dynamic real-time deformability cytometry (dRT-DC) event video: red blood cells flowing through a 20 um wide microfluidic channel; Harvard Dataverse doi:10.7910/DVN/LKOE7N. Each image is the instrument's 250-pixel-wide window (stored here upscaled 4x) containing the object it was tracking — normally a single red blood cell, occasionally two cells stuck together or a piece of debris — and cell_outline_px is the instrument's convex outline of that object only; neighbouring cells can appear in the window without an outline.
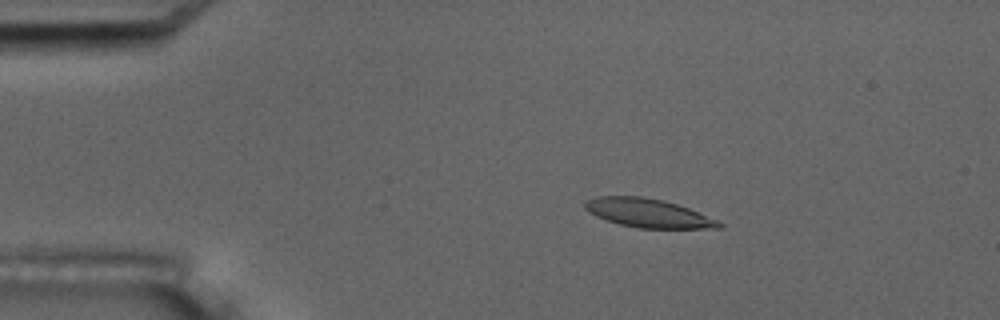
{"species": "common noctule bat (a hibernating species)", "species_latin": "Nyctalus noctula", "temperature_condition": "room temperature", "stored_images_in_passage": 5, "camera_frame_rate_fps": 3000, "um_per_image_px": 0.085, "animal": {"sex": "male", "body_mass_g": 17.5, "forearm_length_mm": 52.3}, "frame": {"image": 1, "passage_image": 3, "time_ms": 2.333, "image_size_px": [1000, 320], "cell_outline_px": [[724, 228], [636, 228], [604, 220], [588, 212], [584, 208], [584, 204], [588, 200], [596, 196], [644, 196], [664, 200], [688, 208], [716, 220], [724, 224]], "centroid_in_image_um": [55.05, 18.11], "position_along_channel_um": 29.9, "area_um2": 22.43}}